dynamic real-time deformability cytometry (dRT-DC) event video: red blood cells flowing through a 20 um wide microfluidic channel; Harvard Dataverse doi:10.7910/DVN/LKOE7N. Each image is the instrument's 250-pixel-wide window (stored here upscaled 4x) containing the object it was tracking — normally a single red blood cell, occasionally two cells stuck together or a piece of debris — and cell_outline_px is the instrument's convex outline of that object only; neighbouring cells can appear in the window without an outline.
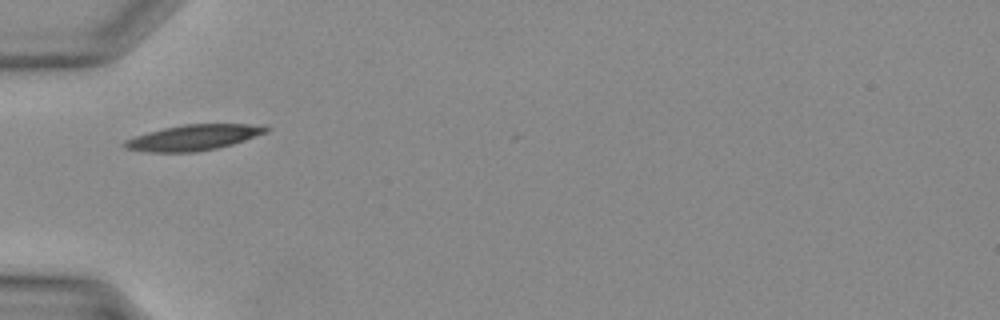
{"species": "Egyptian fruit bat (a non-hibernating species)", "species_latin": "Rousettus aegyptiacus", "temperature_condition": "warm", "stored_images_in_passage": 6, "camera_frame_rate_fps": 3000, "um_per_image_px": 0.085, "animal": {"sex": "female"}, "frame": {"image": 1, "passage_image": 1, "time_ms": 0.0, "image_size_px": [1000, 320], "cell_outline_px": [[272, 128], [268, 132], [232, 144], [216, 148], [196, 152], [144, 152], [124, 148], [120, 144], [124, 140], [148, 132], [164, 128], [184, 124], [264, 124]], "centroid_in_image_um": [16.45, 11.69], "position_along_channel_um": 68.5, "area_um2": 21.33}}
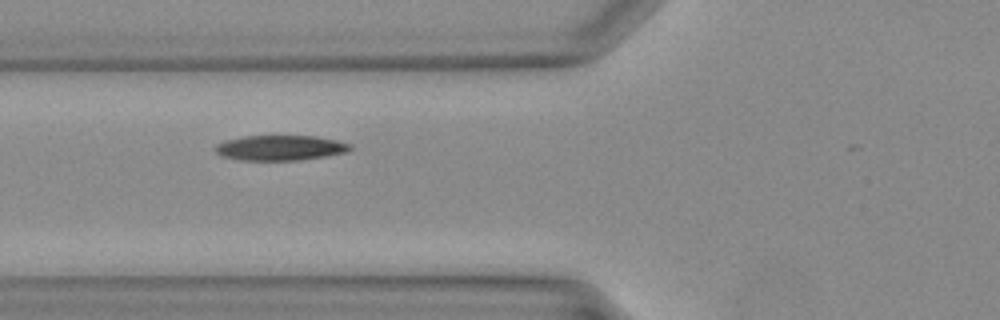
{"frame": {"image": 2, "passage_image": 3, "time_ms": 0.667, "image_size_px": [1000, 320], "cell_outline_px": [[352, 148], [348, 152], [300, 160], [236, 160], [220, 156], [212, 148], [216, 144], [224, 140], [244, 136], [316, 136], [336, 140], [352, 144]], "centroid_in_image_um": [23.77, 12.56], "position_along_channel_um": 102.0, "area_um2": 20.0}}